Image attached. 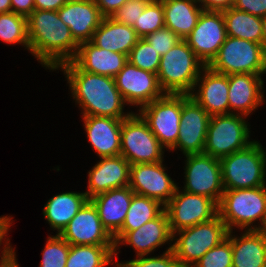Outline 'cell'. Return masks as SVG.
Returning a JSON list of instances; mask_svg holds the SVG:
<instances>
[{"label":"cell","mask_w":266,"mask_h":267,"mask_svg":"<svg viewBox=\"0 0 266 267\" xmlns=\"http://www.w3.org/2000/svg\"><path fill=\"white\" fill-rule=\"evenodd\" d=\"M72 61L83 71L114 78L128 62V56L99 48L89 41L79 44Z\"/></svg>","instance_id":"25"},{"label":"cell","mask_w":266,"mask_h":267,"mask_svg":"<svg viewBox=\"0 0 266 267\" xmlns=\"http://www.w3.org/2000/svg\"><path fill=\"white\" fill-rule=\"evenodd\" d=\"M181 113L182 94H165L139 110V115L160 144L169 150L177 142Z\"/></svg>","instance_id":"10"},{"label":"cell","mask_w":266,"mask_h":267,"mask_svg":"<svg viewBox=\"0 0 266 267\" xmlns=\"http://www.w3.org/2000/svg\"><path fill=\"white\" fill-rule=\"evenodd\" d=\"M205 64L194 54L185 40H180L161 56L157 72L165 94H190Z\"/></svg>","instance_id":"3"},{"label":"cell","mask_w":266,"mask_h":267,"mask_svg":"<svg viewBox=\"0 0 266 267\" xmlns=\"http://www.w3.org/2000/svg\"><path fill=\"white\" fill-rule=\"evenodd\" d=\"M259 231L266 237V218L264 220L262 227L259 229Z\"/></svg>","instance_id":"50"},{"label":"cell","mask_w":266,"mask_h":267,"mask_svg":"<svg viewBox=\"0 0 266 267\" xmlns=\"http://www.w3.org/2000/svg\"><path fill=\"white\" fill-rule=\"evenodd\" d=\"M11 11V0H0V13H8Z\"/></svg>","instance_id":"48"},{"label":"cell","mask_w":266,"mask_h":267,"mask_svg":"<svg viewBox=\"0 0 266 267\" xmlns=\"http://www.w3.org/2000/svg\"><path fill=\"white\" fill-rule=\"evenodd\" d=\"M218 215L229 231L233 232V226L240 230H259L266 218V185L224 190ZM255 221L261 223L253 226Z\"/></svg>","instance_id":"4"},{"label":"cell","mask_w":266,"mask_h":267,"mask_svg":"<svg viewBox=\"0 0 266 267\" xmlns=\"http://www.w3.org/2000/svg\"><path fill=\"white\" fill-rule=\"evenodd\" d=\"M246 117L236 113L211 116L203 153L221 159L251 144Z\"/></svg>","instance_id":"8"},{"label":"cell","mask_w":266,"mask_h":267,"mask_svg":"<svg viewBox=\"0 0 266 267\" xmlns=\"http://www.w3.org/2000/svg\"><path fill=\"white\" fill-rule=\"evenodd\" d=\"M135 193L129 186L115 188L89 199L97 208L103 227L114 237L121 229Z\"/></svg>","instance_id":"24"},{"label":"cell","mask_w":266,"mask_h":267,"mask_svg":"<svg viewBox=\"0 0 266 267\" xmlns=\"http://www.w3.org/2000/svg\"><path fill=\"white\" fill-rule=\"evenodd\" d=\"M161 55L144 38H139L128 55V61L136 67L157 74Z\"/></svg>","instance_id":"35"},{"label":"cell","mask_w":266,"mask_h":267,"mask_svg":"<svg viewBox=\"0 0 266 267\" xmlns=\"http://www.w3.org/2000/svg\"><path fill=\"white\" fill-rule=\"evenodd\" d=\"M164 147L137 113L123 119L121 153L131 165L164 161Z\"/></svg>","instance_id":"9"},{"label":"cell","mask_w":266,"mask_h":267,"mask_svg":"<svg viewBox=\"0 0 266 267\" xmlns=\"http://www.w3.org/2000/svg\"><path fill=\"white\" fill-rule=\"evenodd\" d=\"M68 0H34L35 10L58 11Z\"/></svg>","instance_id":"46"},{"label":"cell","mask_w":266,"mask_h":267,"mask_svg":"<svg viewBox=\"0 0 266 267\" xmlns=\"http://www.w3.org/2000/svg\"><path fill=\"white\" fill-rule=\"evenodd\" d=\"M88 141L99 158L121 153V126L123 119L103 116H82Z\"/></svg>","instance_id":"23"},{"label":"cell","mask_w":266,"mask_h":267,"mask_svg":"<svg viewBox=\"0 0 266 267\" xmlns=\"http://www.w3.org/2000/svg\"><path fill=\"white\" fill-rule=\"evenodd\" d=\"M88 172V199L115 188L129 186L131 164L121 155L100 158Z\"/></svg>","instance_id":"21"},{"label":"cell","mask_w":266,"mask_h":267,"mask_svg":"<svg viewBox=\"0 0 266 267\" xmlns=\"http://www.w3.org/2000/svg\"><path fill=\"white\" fill-rule=\"evenodd\" d=\"M144 39L147 40L161 56L166 54L174 45L182 40L167 27L156 30L147 35Z\"/></svg>","instance_id":"40"},{"label":"cell","mask_w":266,"mask_h":267,"mask_svg":"<svg viewBox=\"0 0 266 267\" xmlns=\"http://www.w3.org/2000/svg\"><path fill=\"white\" fill-rule=\"evenodd\" d=\"M232 267H266V237L259 230H245L241 237L228 232Z\"/></svg>","instance_id":"26"},{"label":"cell","mask_w":266,"mask_h":267,"mask_svg":"<svg viewBox=\"0 0 266 267\" xmlns=\"http://www.w3.org/2000/svg\"><path fill=\"white\" fill-rule=\"evenodd\" d=\"M151 0H127L110 18L118 23L134 26L135 21Z\"/></svg>","instance_id":"39"},{"label":"cell","mask_w":266,"mask_h":267,"mask_svg":"<svg viewBox=\"0 0 266 267\" xmlns=\"http://www.w3.org/2000/svg\"><path fill=\"white\" fill-rule=\"evenodd\" d=\"M163 161L130 166V189L138 195L166 205L175 194L177 184L166 173Z\"/></svg>","instance_id":"16"},{"label":"cell","mask_w":266,"mask_h":267,"mask_svg":"<svg viewBox=\"0 0 266 267\" xmlns=\"http://www.w3.org/2000/svg\"><path fill=\"white\" fill-rule=\"evenodd\" d=\"M115 252L114 256L118 255L117 250L120 245H130L135 249L136 255H149L157 247L165 243H172V233L169 227V219L165 209L154 219L146 222L140 228L133 231H119L114 237Z\"/></svg>","instance_id":"17"},{"label":"cell","mask_w":266,"mask_h":267,"mask_svg":"<svg viewBox=\"0 0 266 267\" xmlns=\"http://www.w3.org/2000/svg\"><path fill=\"white\" fill-rule=\"evenodd\" d=\"M115 245H70L66 267H105L114 260Z\"/></svg>","instance_id":"31"},{"label":"cell","mask_w":266,"mask_h":267,"mask_svg":"<svg viewBox=\"0 0 266 267\" xmlns=\"http://www.w3.org/2000/svg\"><path fill=\"white\" fill-rule=\"evenodd\" d=\"M60 236L70 245H115L90 200L81 207Z\"/></svg>","instance_id":"18"},{"label":"cell","mask_w":266,"mask_h":267,"mask_svg":"<svg viewBox=\"0 0 266 267\" xmlns=\"http://www.w3.org/2000/svg\"><path fill=\"white\" fill-rule=\"evenodd\" d=\"M29 52L50 70L72 61L79 44L57 11L34 10L27 17Z\"/></svg>","instance_id":"2"},{"label":"cell","mask_w":266,"mask_h":267,"mask_svg":"<svg viewBox=\"0 0 266 267\" xmlns=\"http://www.w3.org/2000/svg\"><path fill=\"white\" fill-rule=\"evenodd\" d=\"M208 66L226 75L251 73L262 76L266 73V48L264 44L227 36Z\"/></svg>","instance_id":"7"},{"label":"cell","mask_w":266,"mask_h":267,"mask_svg":"<svg viewBox=\"0 0 266 267\" xmlns=\"http://www.w3.org/2000/svg\"><path fill=\"white\" fill-rule=\"evenodd\" d=\"M231 240L227 237L205 253L192 267H232Z\"/></svg>","instance_id":"37"},{"label":"cell","mask_w":266,"mask_h":267,"mask_svg":"<svg viewBox=\"0 0 266 267\" xmlns=\"http://www.w3.org/2000/svg\"><path fill=\"white\" fill-rule=\"evenodd\" d=\"M204 10L222 11L233 6L234 0H197Z\"/></svg>","instance_id":"45"},{"label":"cell","mask_w":266,"mask_h":267,"mask_svg":"<svg viewBox=\"0 0 266 267\" xmlns=\"http://www.w3.org/2000/svg\"><path fill=\"white\" fill-rule=\"evenodd\" d=\"M12 12L28 17L34 10V0H11Z\"/></svg>","instance_id":"44"},{"label":"cell","mask_w":266,"mask_h":267,"mask_svg":"<svg viewBox=\"0 0 266 267\" xmlns=\"http://www.w3.org/2000/svg\"><path fill=\"white\" fill-rule=\"evenodd\" d=\"M57 13L78 44L91 41L104 18L95 0H68Z\"/></svg>","instance_id":"20"},{"label":"cell","mask_w":266,"mask_h":267,"mask_svg":"<svg viewBox=\"0 0 266 267\" xmlns=\"http://www.w3.org/2000/svg\"><path fill=\"white\" fill-rule=\"evenodd\" d=\"M211 116L188 94H182V113L179 135L170 150L181 149L184 156L204 151Z\"/></svg>","instance_id":"15"},{"label":"cell","mask_w":266,"mask_h":267,"mask_svg":"<svg viewBox=\"0 0 266 267\" xmlns=\"http://www.w3.org/2000/svg\"><path fill=\"white\" fill-rule=\"evenodd\" d=\"M227 38L222 11L203 10L195 28L184 39L194 54L208 66Z\"/></svg>","instance_id":"13"},{"label":"cell","mask_w":266,"mask_h":267,"mask_svg":"<svg viewBox=\"0 0 266 267\" xmlns=\"http://www.w3.org/2000/svg\"><path fill=\"white\" fill-rule=\"evenodd\" d=\"M227 36L263 44L262 18L234 7L222 10Z\"/></svg>","instance_id":"30"},{"label":"cell","mask_w":266,"mask_h":267,"mask_svg":"<svg viewBox=\"0 0 266 267\" xmlns=\"http://www.w3.org/2000/svg\"><path fill=\"white\" fill-rule=\"evenodd\" d=\"M219 160L224 190L266 185V150L258 141Z\"/></svg>","instance_id":"5"},{"label":"cell","mask_w":266,"mask_h":267,"mask_svg":"<svg viewBox=\"0 0 266 267\" xmlns=\"http://www.w3.org/2000/svg\"><path fill=\"white\" fill-rule=\"evenodd\" d=\"M263 44L266 48V16L262 17Z\"/></svg>","instance_id":"49"},{"label":"cell","mask_w":266,"mask_h":267,"mask_svg":"<svg viewBox=\"0 0 266 267\" xmlns=\"http://www.w3.org/2000/svg\"><path fill=\"white\" fill-rule=\"evenodd\" d=\"M232 7L261 18L266 16V0H234Z\"/></svg>","instance_id":"41"},{"label":"cell","mask_w":266,"mask_h":267,"mask_svg":"<svg viewBox=\"0 0 266 267\" xmlns=\"http://www.w3.org/2000/svg\"><path fill=\"white\" fill-rule=\"evenodd\" d=\"M138 40L139 37L132 26L104 17L91 42L99 48L128 56Z\"/></svg>","instance_id":"27"},{"label":"cell","mask_w":266,"mask_h":267,"mask_svg":"<svg viewBox=\"0 0 266 267\" xmlns=\"http://www.w3.org/2000/svg\"><path fill=\"white\" fill-rule=\"evenodd\" d=\"M116 87L126 104L139 109L165 95L157 74L140 69L129 61L114 77Z\"/></svg>","instance_id":"14"},{"label":"cell","mask_w":266,"mask_h":267,"mask_svg":"<svg viewBox=\"0 0 266 267\" xmlns=\"http://www.w3.org/2000/svg\"><path fill=\"white\" fill-rule=\"evenodd\" d=\"M0 40L6 44H21L29 50L27 17L14 12L0 13Z\"/></svg>","instance_id":"33"},{"label":"cell","mask_w":266,"mask_h":267,"mask_svg":"<svg viewBox=\"0 0 266 267\" xmlns=\"http://www.w3.org/2000/svg\"><path fill=\"white\" fill-rule=\"evenodd\" d=\"M163 27L165 23L162 0H151L133 26L139 38H145Z\"/></svg>","instance_id":"34"},{"label":"cell","mask_w":266,"mask_h":267,"mask_svg":"<svg viewBox=\"0 0 266 267\" xmlns=\"http://www.w3.org/2000/svg\"><path fill=\"white\" fill-rule=\"evenodd\" d=\"M197 0H162L165 27L184 40L204 10Z\"/></svg>","instance_id":"28"},{"label":"cell","mask_w":266,"mask_h":267,"mask_svg":"<svg viewBox=\"0 0 266 267\" xmlns=\"http://www.w3.org/2000/svg\"><path fill=\"white\" fill-rule=\"evenodd\" d=\"M164 210L159 201L134 194L120 231H133L156 218Z\"/></svg>","instance_id":"32"},{"label":"cell","mask_w":266,"mask_h":267,"mask_svg":"<svg viewBox=\"0 0 266 267\" xmlns=\"http://www.w3.org/2000/svg\"><path fill=\"white\" fill-rule=\"evenodd\" d=\"M66 75L67 83L79 104L83 116H103L126 119L133 112L124 113L127 105L112 77L81 70L73 61L61 64L58 68Z\"/></svg>","instance_id":"1"},{"label":"cell","mask_w":266,"mask_h":267,"mask_svg":"<svg viewBox=\"0 0 266 267\" xmlns=\"http://www.w3.org/2000/svg\"><path fill=\"white\" fill-rule=\"evenodd\" d=\"M228 83L229 114L248 116L265 102L264 91L262 92L264 81L261 75L232 74L228 75Z\"/></svg>","instance_id":"22"},{"label":"cell","mask_w":266,"mask_h":267,"mask_svg":"<svg viewBox=\"0 0 266 267\" xmlns=\"http://www.w3.org/2000/svg\"><path fill=\"white\" fill-rule=\"evenodd\" d=\"M127 0H95L103 17H111Z\"/></svg>","instance_id":"42"},{"label":"cell","mask_w":266,"mask_h":267,"mask_svg":"<svg viewBox=\"0 0 266 267\" xmlns=\"http://www.w3.org/2000/svg\"><path fill=\"white\" fill-rule=\"evenodd\" d=\"M12 217L11 216H0V246L3 244L2 242L5 241V243H10L9 238L7 237V233L9 231V228L12 224ZM7 239V240H6Z\"/></svg>","instance_id":"47"},{"label":"cell","mask_w":266,"mask_h":267,"mask_svg":"<svg viewBox=\"0 0 266 267\" xmlns=\"http://www.w3.org/2000/svg\"><path fill=\"white\" fill-rule=\"evenodd\" d=\"M228 232L217 214L211 220L173 233L171 250L181 267H192L205 253L225 240Z\"/></svg>","instance_id":"6"},{"label":"cell","mask_w":266,"mask_h":267,"mask_svg":"<svg viewBox=\"0 0 266 267\" xmlns=\"http://www.w3.org/2000/svg\"><path fill=\"white\" fill-rule=\"evenodd\" d=\"M69 250L70 244L60 235L49 236L42 251L40 267H66Z\"/></svg>","instance_id":"36"},{"label":"cell","mask_w":266,"mask_h":267,"mask_svg":"<svg viewBox=\"0 0 266 267\" xmlns=\"http://www.w3.org/2000/svg\"><path fill=\"white\" fill-rule=\"evenodd\" d=\"M172 245L167 248L165 252L160 256L145 257V255L136 256V259H132L126 262H117V267H181L176 257L174 256Z\"/></svg>","instance_id":"38"},{"label":"cell","mask_w":266,"mask_h":267,"mask_svg":"<svg viewBox=\"0 0 266 267\" xmlns=\"http://www.w3.org/2000/svg\"><path fill=\"white\" fill-rule=\"evenodd\" d=\"M228 90V75L205 66L189 96L200 104L210 116L229 114ZM194 91L196 92L194 93Z\"/></svg>","instance_id":"19"},{"label":"cell","mask_w":266,"mask_h":267,"mask_svg":"<svg viewBox=\"0 0 266 267\" xmlns=\"http://www.w3.org/2000/svg\"><path fill=\"white\" fill-rule=\"evenodd\" d=\"M88 200L85 192L56 194L45 204L43 215L50 227L57 231V235H60Z\"/></svg>","instance_id":"29"},{"label":"cell","mask_w":266,"mask_h":267,"mask_svg":"<svg viewBox=\"0 0 266 267\" xmlns=\"http://www.w3.org/2000/svg\"><path fill=\"white\" fill-rule=\"evenodd\" d=\"M3 249L0 256V267H19L16 259L15 250L12 248L10 243H4Z\"/></svg>","instance_id":"43"},{"label":"cell","mask_w":266,"mask_h":267,"mask_svg":"<svg viewBox=\"0 0 266 267\" xmlns=\"http://www.w3.org/2000/svg\"><path fill=\"white\" fill-rule=\"evenodd\" d=\"M185 157L184 191L211 198L218 205L224 192L220 160L205 153Z\"/></svg>","instance_id":"11"},{"label":"cell","mask_w":266,"mask_h":267,"mask_svg":"<svg viewBox=\"0 0 266 267\" xmlns=\"http://www.w3.org/2000/svg\"><path fill=\"white\" fill-rule=\"evenodd\" d=\"M164 206L171 233L213 219L218 214V205L203 195L179 190Z\"/></svg>","instance_id":"12"}]
</instances>
